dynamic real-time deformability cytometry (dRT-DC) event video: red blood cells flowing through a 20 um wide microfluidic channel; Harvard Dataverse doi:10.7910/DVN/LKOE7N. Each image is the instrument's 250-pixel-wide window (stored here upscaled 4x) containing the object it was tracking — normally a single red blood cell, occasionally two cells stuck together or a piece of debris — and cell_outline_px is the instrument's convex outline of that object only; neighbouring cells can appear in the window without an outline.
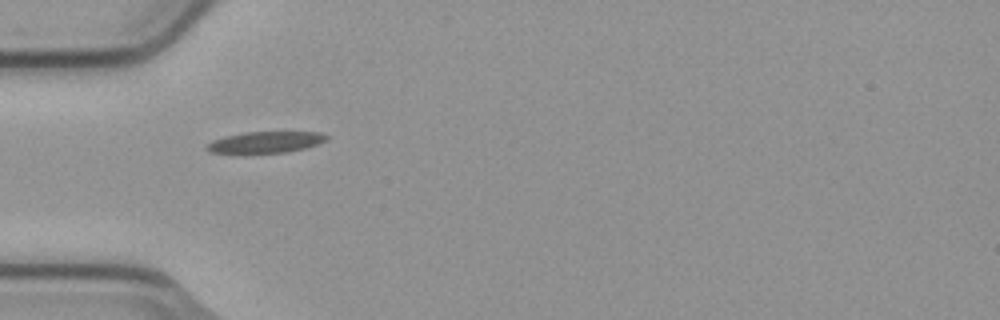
{"species": "common noctule bat (a hibernating species)", "species_latin": "Nyctalus noctula", "temperature_condition": "cold", "stored_images_in_passage": 2, "camera_frame_rate_fps": 3000, "um_per_image_px": 0.085, "animal": {"sex": "male", "body_mass_g": 23.1, "forearm_length_mm": 52.7}, "frame": {"image": 1, "passage_image": 1, "time_ms": 0.0, "image_size_px": [1000, 320], "cell_outline_px": [[328, 140], [304, 148], [288, 152], [244, 156], [232, 156], [208, 152], [204, 148], [212, 140], [224, 136], [244, 132], [320, 132], [328, 136]], "centroid_in_image_um": [22.42, 12.15], "position_along_channel_um": 62.6, "area_um2": 15.95}}
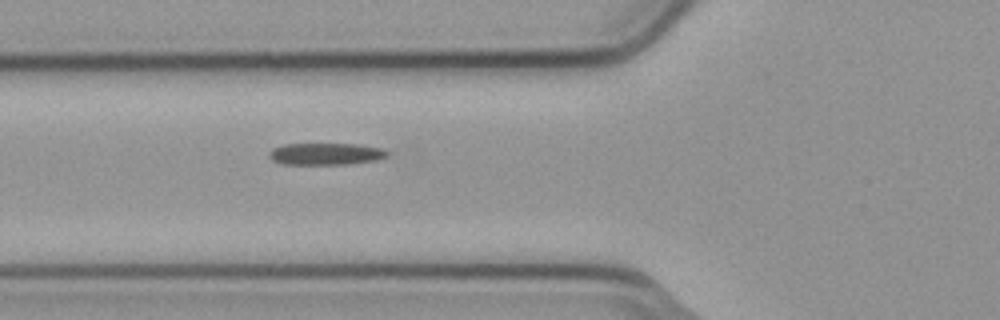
{"frame": {"image": 2, "passage_image": 2, "time_ms": 0.333, "image_size_px": [1000, 320], "cell_outline_px": [[388, 156], [376, 160], [348, 164], [280, 164], [272, 160], [268, 156], [268, 152], [272, 148], [284, 144], [360, 144], [384, 148], [388, 152]], "centroid_in_image_um": [27.68, 13.08], "position_along_channel_um": 98.1, "area_um2": 15.26}}